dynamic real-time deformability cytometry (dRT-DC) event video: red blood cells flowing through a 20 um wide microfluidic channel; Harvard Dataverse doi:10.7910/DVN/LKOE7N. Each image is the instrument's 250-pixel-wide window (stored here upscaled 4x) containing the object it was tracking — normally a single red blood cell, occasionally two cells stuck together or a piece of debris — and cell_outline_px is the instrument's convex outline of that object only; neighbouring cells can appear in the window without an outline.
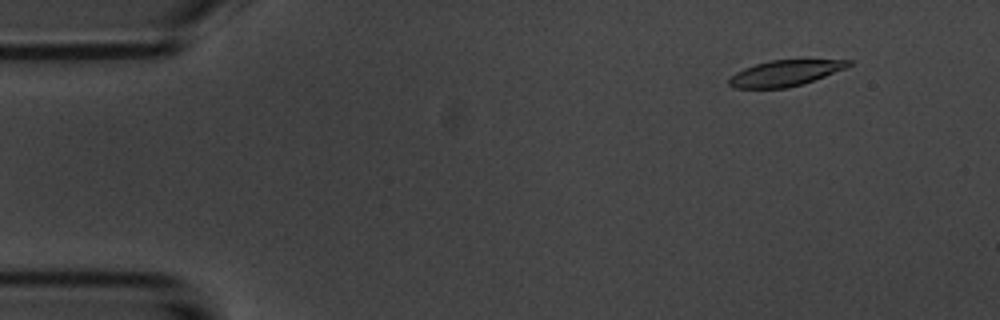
{"species": "common noctule bat (a hibernating species)", "species_latin": "Nyctalus noctula", "temperature_condition": "room temperature", "stored_images_in_passage": 55, "camera_frame_rate_fps": 3000, "um_per_image_px": 0.085, "animal": {"sex": "male", "body_mass_g": 20.1, "forearm_length_mm": 53.5}, "frame": {"image": 1, "passage_image": 6, "time_ms": 1.667, "image_size_px": [1000, 320], "cell_outline_px": [[852, 64], [844, 68], [824, 76], [788, 88], [736, 88], [728, 84], [728, 80], [736, 72], [744, 68], [756, 64], [772, 60], [852, 60]], "centroid_in_image_um": [66.69, 6.22], "position_along_channel_um": 18.3, "area_um2": 17.57}}
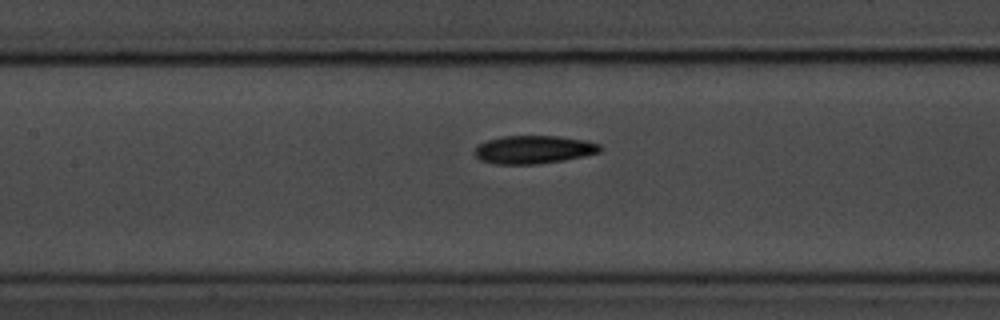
{"frame": {"image": 2, "passage_image": 25, "time_ms": 8.0, "image_size_px": [1000, 320], "cell_outline_px": [[604, 148], [600, 152], [584, 156], [564, 160], [536, 164], [496, 164], [480, 160], [472, 152], [476, 144], [488, 140], [504, 136], [556, 136], [588, 140], [600, 144]], "centroid_in_image_um": [45.36, 12.71], "position_along_channel_um": 162.0, "area_um2": 20.81}}
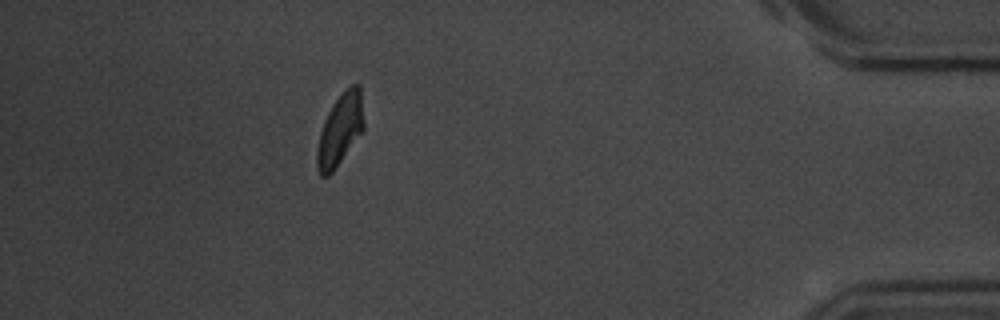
{"frame": {"image": 3, "passage_image": 49, "time_ms": 16.0, "image_size_px": [1000, 320], "cell_outline_px": [[364, 132], [332, 172], [328, 176], [320, 176], [316, 168], [316, 152], [320, 132], [324, 120], [332, 104], [352, 84], [360, 84], [364, 120]], "centroid_in_image_um": [28.91, 11.06], "position_along_channel_um": 406.3, "area_um2": 19.71}, "authors_computed_cell_mechanics": {"area_um2": 19.8832, "velocity_mm_per_s": 3.684, "shape_relaxation_time_tau1_ms": 3.2395, "shape_relaxation_time_tau2_ms": 5.7714, "deformation_change_tau1": 0.1255, "deformation_change_tau2": 0.1315}}